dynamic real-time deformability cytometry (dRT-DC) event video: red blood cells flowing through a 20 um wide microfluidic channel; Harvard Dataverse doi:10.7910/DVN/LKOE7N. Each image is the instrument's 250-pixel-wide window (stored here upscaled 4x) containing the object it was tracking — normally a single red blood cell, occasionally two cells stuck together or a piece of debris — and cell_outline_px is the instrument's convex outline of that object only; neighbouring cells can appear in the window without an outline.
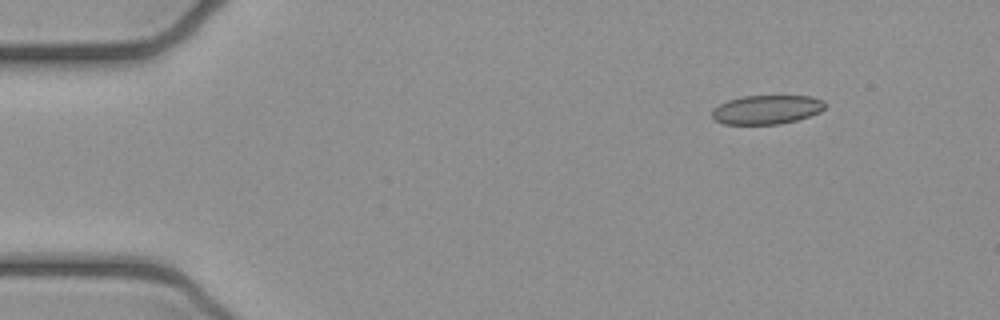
{"species": "common noctule bat (a hibernating species)", "species_latin": "Nyctalus noctula", "temperature_condition": "cold", "stored_images_in_passage": 5, "camera_frame_rate_fps": 3000, "um_per_image_px": 0.085, "animal": {"sex": "female", "body_mass_g": 21.9}, "frame": {"image": 1, "passage_image": 1, "time_ms": 0.0, "image_size_px": [1000, 320], "cell_outline_px": [[824, 108], [820, 112], [796, 120], [780, 124], [724, 124], [716, 120], [712, 116], [712, 108], [728, 100], [744, 96], [812, 96], [824, 100]], "centroid_in_image_um": [65.17, 9.31], "position_along_channel_um": 19.8, "area_um2": 19.02}}
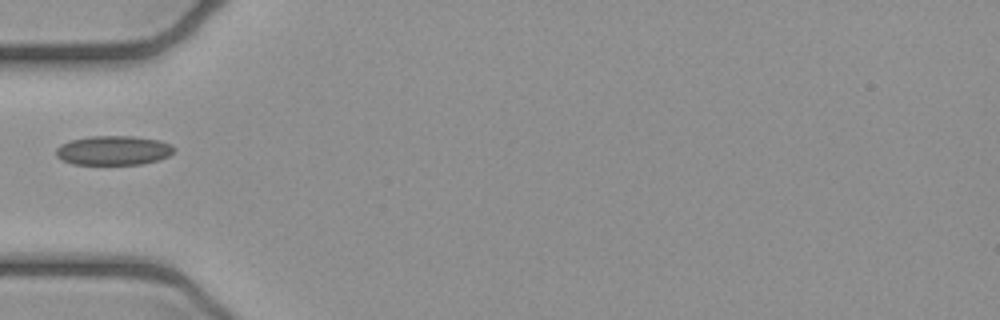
{"frame": {"image": 2, "passage_image": 4, "time_ms": 1.0, "image_size_px": [1000, 320], "cell_outline_px": [[176, 148], [168, 156], [156, 160], [140, 164], [72, 164], [60, 160], [56, 156], [56, 148], [60, 144], [72, 140], [88, 136], [132, 136], [160, 140], [172, 144]], "centroid_in_image_um": [9.62, 12.78], "position_along_channel_um": 75.4, "area_um2": 20.23}}
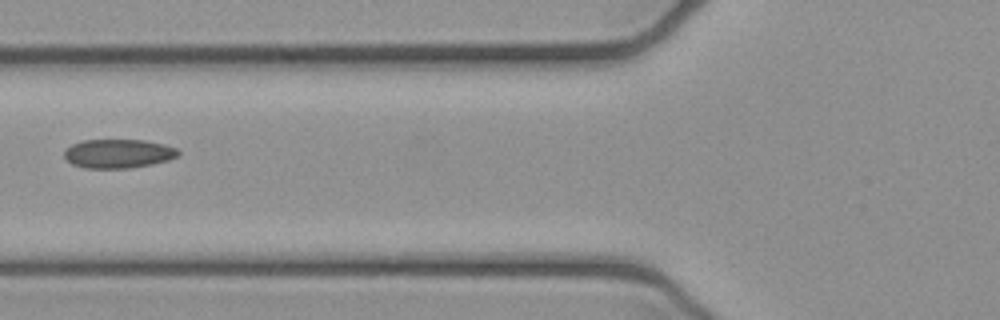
{"frame": {"image": 3, "passage_image": 5, "time_ms": 1.333, "image_size_px": [1000, 320], "cell_outline_px": [[180, 152], [176, 156], [168, 160], [152, 164], [132, 168], [84, 168], [72, 164], [64, 156], [64, 152], [72, 144], [84, 140], [144, 140], [164, 144], [176, 148]], "centroid_in_image_um": [10.06, 13.06], "position_along_channel_um": 115.7, "area_um2": 19.13}}